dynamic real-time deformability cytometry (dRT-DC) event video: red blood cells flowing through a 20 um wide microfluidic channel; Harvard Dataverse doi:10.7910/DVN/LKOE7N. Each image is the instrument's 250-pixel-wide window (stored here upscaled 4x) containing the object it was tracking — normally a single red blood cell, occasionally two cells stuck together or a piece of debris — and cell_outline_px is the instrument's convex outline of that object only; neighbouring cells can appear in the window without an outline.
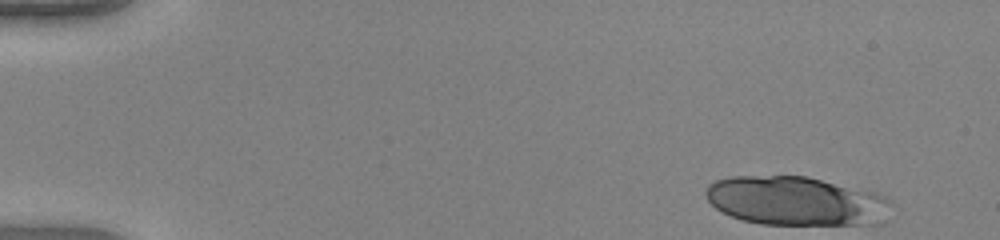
{"species": "human", "species_latin": "Homo sapiens", "temperature_condition": "warm", "stored_images_in_passage": 45, "camera_frame_rate_fps": 3000, "um_per_image_px": 0.085, "donor": {"sex": "female"}, "frame": {"image": 1, "passage_image": 1, "time_ms": 0.0, "image_size_px": [1000, 240], "cell_outline_px": [[896, 204], [888, 220], [884, 224], [760, 224], [744, 220], [732, 216], [716, 208], [708, 200], [704, 192], [708, 184], [716, 180], [732, 176], [808, 176], [872, 192], [884, 196], [892, 200]], "centroid_in_image_um": [67.76, 17.09], "position_along_channel_um": 17.2, "area_um2": 53.52}}
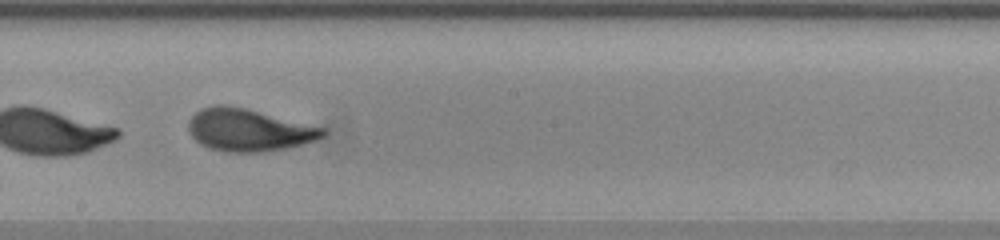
{"frame": {"image": 2, "passage_image": 26, "time_ms": 8.333, "image_size_px": [1000, 240], "cell_outline_px": [[328, 132], [324, 136], [316, 140], [304, 144], [288, 148], [260, 152], [228, 152], [208, 148], [200, 144], [188, 132], [188, 120], [200, 108], [212, 104], [224, 104], [244, 108], [328, 128]], "centroid_in_image_um": [21.15, 11.05], "position_along_channel_um": 227.0, "area_um2": 33.58}}
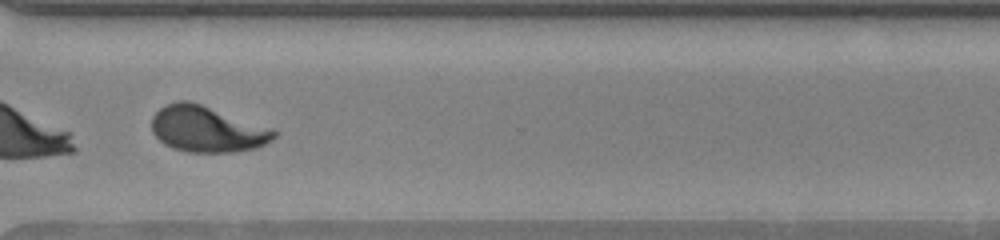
{"frame": {"image": 3, "passage_image": 35, "time_ms": 11.333, "image_size_px": [1000, 240], "cell_outline_px": [[276, 136], [272, 140], [256, 148], [232, 152], [188, 152], [172, 148], [164, 144], [152, 132], [152, 116], [160, 108], [176, 100], [188, 100], [272, 128], [276, 132]], "centroid_in_image_um": [17.58, 10.98], "position_along_channel_um": 353.0, "area_um2": 32.6}, "authors_computed_cell_mechanics": {"area_um2": 33.0038, "velocity_mm_per_s": 4.1865, "shape_relaxation_time_tau1_ms": 3.9836, "shape_relaxation_time_tau2_ms": null, "deformation_change_tau1": 0.2052, "deformation_change_tau2": null}}